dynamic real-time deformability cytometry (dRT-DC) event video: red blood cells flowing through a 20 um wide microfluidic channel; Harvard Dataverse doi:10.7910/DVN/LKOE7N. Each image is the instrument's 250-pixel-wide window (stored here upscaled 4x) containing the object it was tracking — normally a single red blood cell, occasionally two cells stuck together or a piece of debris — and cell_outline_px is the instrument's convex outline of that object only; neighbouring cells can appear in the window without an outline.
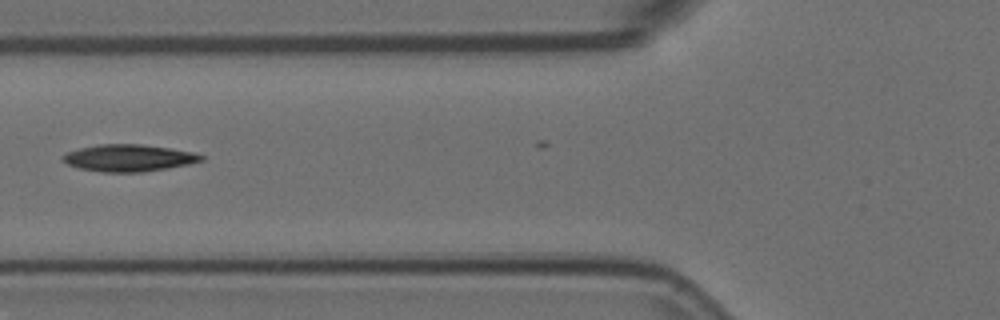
{"species": "Egyptian fruit bat (a non-hibernating species)", "species_latin": "Rousettus aegyptiacus", "temperature_condition": "room temperature", "stored_images_in_passage": 6, "camera_frame_rate_fps": 3000, "um_per_image_px": 0.085, "animal": {"sex": "female"}, "frame": {"image": 1, "passage_image": 3, "time_ms": 0.667, "image_size_px": [1000, 320], "cell_outline_px": [[204, 160], [188, 164], [168, 168], [140, 172], [100, 172], [80, 168], [68, 164], [60, 160], [60, 156], [64, 152], [80, 148], [100, 144], [140, 144], [168, 148], [192, 152], [204, 156]], "centroid_in_image_um": [10.88, 13.42], "position_along_channel_um": 114.9, "area_um2": 21.73}}
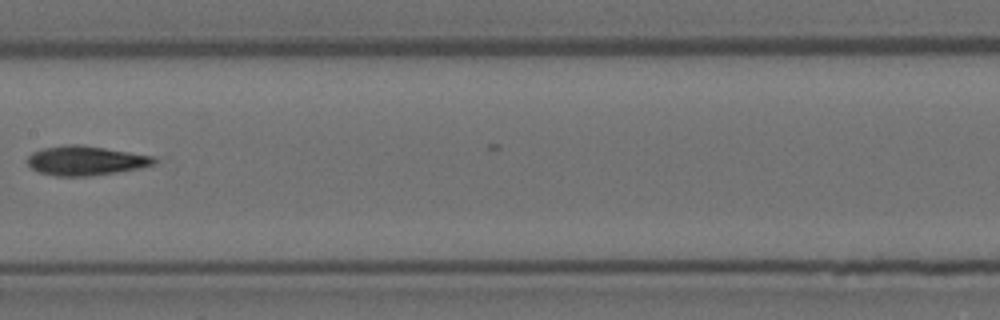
{"frame": {"image": 2, "passage_image": 5, "time_ms": 1.333, "image_size_px": [1000, 320], "cell_outline_px": [[156, 164], [116, 172], [88, 176], [56, 176], [40, 172], [32, 168], [28, 164], [28, 156], [32, 152], [44, 148], [68, 144], [76, 144], [104, 148], [152, 156], [156, 160]], "centroid_in_image_um": [7.24, 13.65], "position_along_channel_um": 200.2, "area_um2": 21.27}}
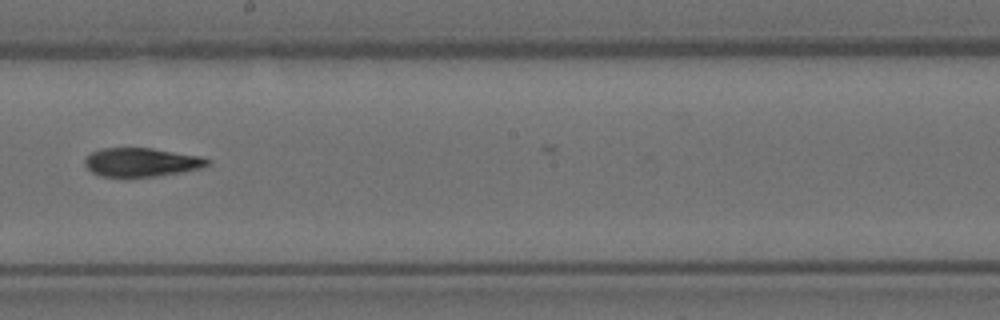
{"frame": {"image": 3, "passage_image": 6, "time_ms": 1.667, "image_size_px": [1000, 320], "cell_outline_px": [[212, 160], [208, 164], [200, 168], [184, 172], [156, 176], [100, 176], [92, 172], [84, 164], [84, 160], [92, 152], [100, 148], [152, 148], [200, 156]], "centroid_in_image_um": [12.03, 13.78], "position_along_channel_um": 236.2, "area_um2": 20.4}}